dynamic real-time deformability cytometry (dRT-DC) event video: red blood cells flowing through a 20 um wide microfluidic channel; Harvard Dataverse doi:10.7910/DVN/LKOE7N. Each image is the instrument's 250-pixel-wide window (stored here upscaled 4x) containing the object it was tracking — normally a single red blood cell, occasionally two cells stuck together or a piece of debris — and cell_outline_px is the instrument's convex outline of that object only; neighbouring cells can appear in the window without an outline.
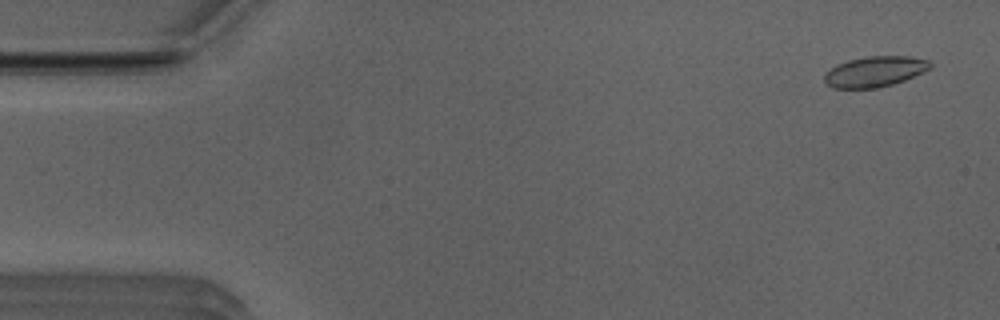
{"species": "Egyptian fruit bat (a non-hibernating species)", "species_latin": "Rousettus aegyptiacus", "temperature_condition": "room temperature", "stored_images_in_passage": 13, "camera_frame_rate_fps": 3000, "um_per_image_px": 0.085, "animal": {"sex": "male"}, "frame": {"image": 1, "passage_image": 3, "time_ms": 0.667, "image_size_px": [1000, 320], "cell_outline_px": [[932, 68], [904, 80], [892, 84], [876, 88], [832, 88], [824, 80], [824, 76], [836, 64], [848, 60], [868, 56], [908, 56], [928, 60], [932, 64]], "centroid_in_image_um": [74.37, 6.08], "position_along_channel_um": 10.6, "area_um2": 18.67}}